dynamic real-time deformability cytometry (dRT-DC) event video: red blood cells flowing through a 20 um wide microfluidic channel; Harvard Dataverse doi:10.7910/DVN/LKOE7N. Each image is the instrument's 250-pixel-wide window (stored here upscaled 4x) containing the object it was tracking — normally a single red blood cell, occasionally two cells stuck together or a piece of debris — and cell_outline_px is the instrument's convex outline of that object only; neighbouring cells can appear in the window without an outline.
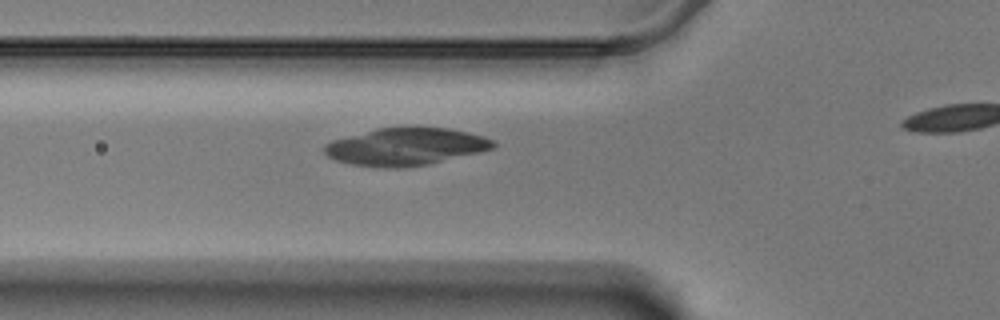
{"species": "Egyptian fruit bat (a non-hibernating species)", "species_latin": "Rousettus aegyptiacus", "temperature_condition": "warm", "stored_images_in_passage": 30, "camera_frame_rate_fps": 3000, "um_per_image_px": 0.085, "animal": {"sex": "male"}, "frame": {"image": 1, "passage_image": 3, "time_ms": 0.667, "image_size_px": [1000, 320], "cell_outline_px": [[496, 144], [492, 148], [480, 152], [428, 164], [400, 168], [384, 168], [352, 164], [336, 160], [328, 156], [324, 152], [324, 144], [332, 140], [376, 128], [448, 128], [468, 132], [484, 136], [492, 140]], "centroid_in_image_um": [34.46, 12.47], "position_along_channel_um": 91.3, "area_um2": 36.53}}
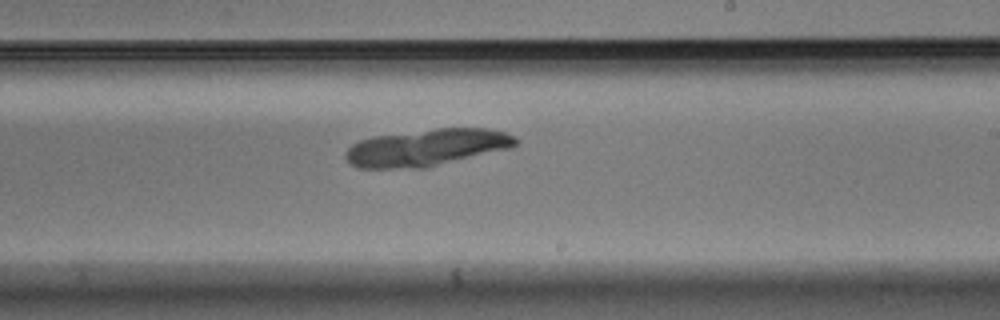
{"frame": {"image": 2, "passage_image": 17, "time_ms": 5.333, "image_size_px": [1000, 320], "cell_outline_px": [[516, 144], [512, 148], [428, 168], [356, 168], [348, 164], [344, 156], [344, 152], [352, 144], [360, 140], [376, 136], [436, 128], [488, 128], [504, 132], [516, 136]], "centroid_in_image_um": [36.27, 12.56], "position_along_channel_um": 252.7, "area_um2": 37.05}}
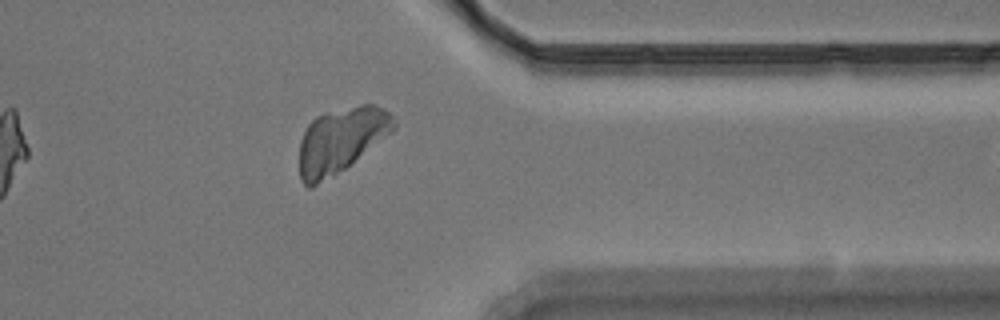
{"frame": {"image": 3, "passage_image": 29, "time_ms": 9.333, "image_size_px": [1000, 320], "cell_outline_px": [[396, 128], [344, 168], [312, 188], [308, 188], [300, 180], [300, 140], [308, 124], [316, 116], [324, 112], [360, 104], [372, 104], [384, 108], [396, 120]], "centroid_in_image_um": [28.96, 11.88], "position_along_channel_um": 382.4, "area_um2": 35.49}}